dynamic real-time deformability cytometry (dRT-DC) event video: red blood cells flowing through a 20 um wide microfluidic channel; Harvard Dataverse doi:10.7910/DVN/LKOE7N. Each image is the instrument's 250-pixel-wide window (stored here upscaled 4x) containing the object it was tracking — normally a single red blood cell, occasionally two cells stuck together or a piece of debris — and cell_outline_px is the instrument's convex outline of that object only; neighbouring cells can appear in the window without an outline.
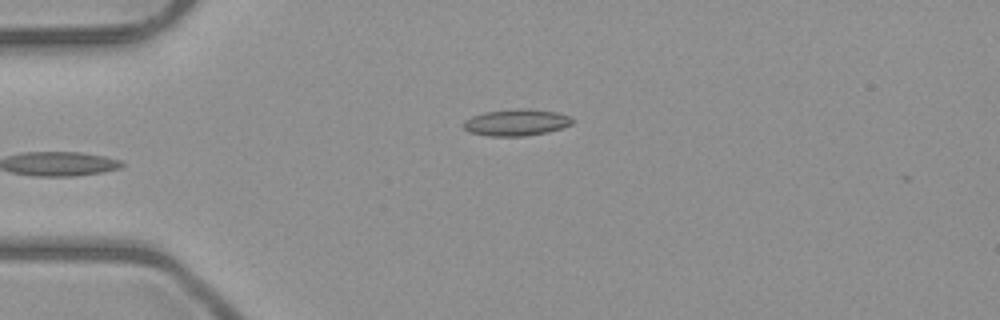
{"species": "common noctule bat (a hibernating species)", "species_latin": "Nyctalus noctula", "temperature_condition": "room temperature", "stored_images_in_passage": 6, "camera_frame_rate_fps": 3000, "um_per_image_px": 0.085, "animal": {"sex": "male", "body_mass_g": 23.1, "forearm_length_mm": 52.7}, "frame": {"image": 1, "passage_image": 6, "time_ms": 5.667, "image_size_px": [1000, 320], "cell_outline_px": [[576, 120], [572, 124], [548, 132], [524, 136], [488, 136], [468, 132], [464, 128], [464, 120], [472, 116], [484, 112], [520, 108], [528, 108], [556, 112], [572, 116]], "centroid_in_image_um": [43.91, 10.4], "position_along_channel_um": 41.1, "area_um2": 17.05}}